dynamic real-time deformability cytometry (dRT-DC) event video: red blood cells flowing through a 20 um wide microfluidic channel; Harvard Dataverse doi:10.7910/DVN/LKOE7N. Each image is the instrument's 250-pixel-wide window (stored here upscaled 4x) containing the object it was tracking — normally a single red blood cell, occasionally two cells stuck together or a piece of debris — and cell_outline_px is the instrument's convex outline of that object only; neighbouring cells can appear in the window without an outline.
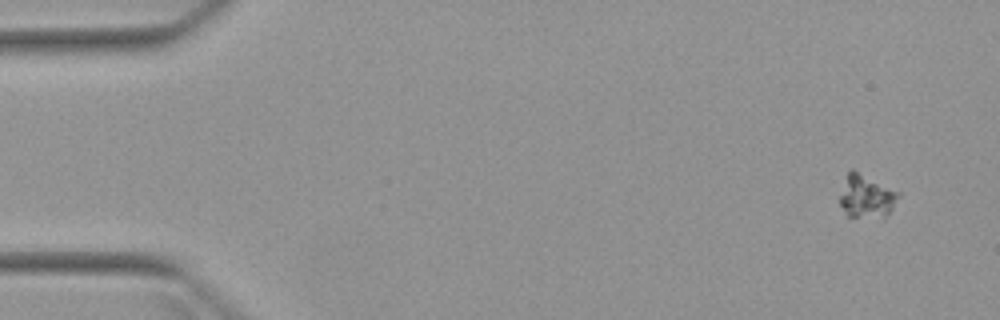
{"species": "Egyptian fruit bat (a non-hibernating species)", "species_latin": "Rousettus aegyptiacus", "temperature_condition": "warm", "stored_images_in_passage": 7, "camera_frame_rate_fps": 3000, "um_per_image_px": 0.085, "animal": {"sex": "female"}, "frame": {"image": 1, "passage_image": 1, "time_ms": 0.0, "image_size_px": [1000, 320], "cell_outline_px": [[900, 196], [888, 216], [848, 216], [840, 204], [840, 196], [848, 172], [852, 168], [900, 192]], "centroid_in_image_um": [73.68, 16.67], "position_along_channel_um": 11.3, "area_um2": 14.45}}
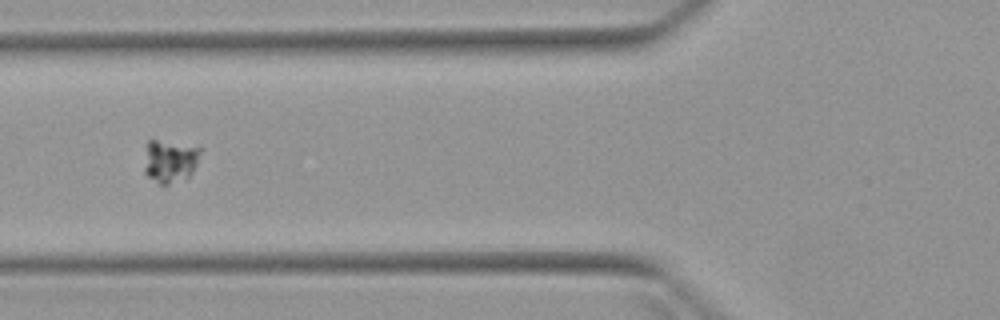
{"frame": {"image": 2, "passage_image": 6, "time_ms": 5.667, "image_size_px": [1000, 320], "cell_outline_px": [[200, 152], [196, 164], [192, 172], [188, 176], [168, 184], [160, 184], [148, 176], [144, 172], [144, 168], [148, 140], [156, 140], [200, 148]], "centroid_in_image_um": [14.42, 13.7], "position_along_channel_um": 111.4, "area_um2": 13.41}}
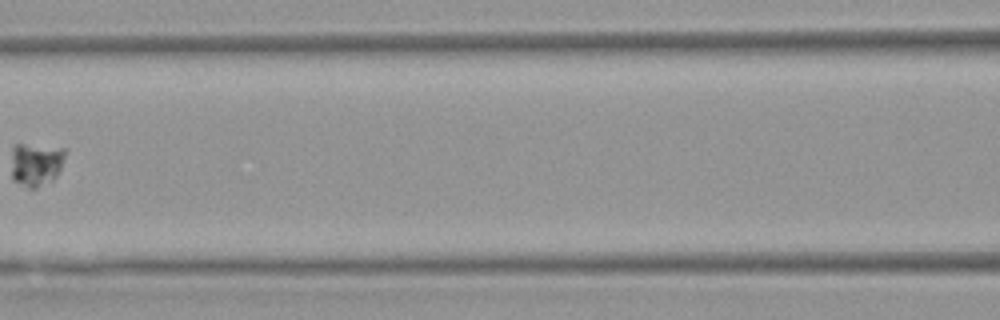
{"frame": {"image": 3, "passage_image": 7, "time_ms": 7.0, "image_size_px": [1000, 320], "cell_outline_px": [[64, 156], [60, 168], [56, 176], [52, 180], [36, 188], [28, 188], [12, 180], [12, 148], [16, 144], [24, 144], [64, 148]], "centroid_in_image_um": [3.02, 13.97], "position_along_channel_um": 163.6, "area_um2": 13.47}}